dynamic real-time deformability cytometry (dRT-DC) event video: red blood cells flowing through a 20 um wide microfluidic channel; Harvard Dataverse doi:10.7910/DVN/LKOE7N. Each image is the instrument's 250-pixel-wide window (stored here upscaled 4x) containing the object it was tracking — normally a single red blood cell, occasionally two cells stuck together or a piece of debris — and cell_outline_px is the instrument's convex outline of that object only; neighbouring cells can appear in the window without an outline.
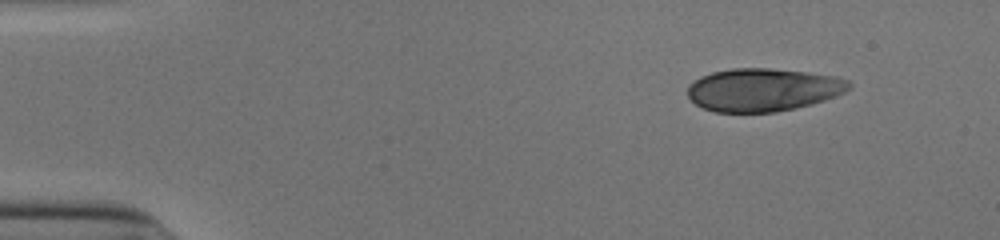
{"species": "human", "species_latin": "Homo sapiens", "temperature_condition": "cold", "stored_images_in_passage": 47, "camera_frame_rate_fps": 3000, "um_per_image_px": 0.085, "donor": {"sex": "male"}, "frame": {"image": 1, "passage_image": 1, "time_ms": 0.0, "image_size_px": [1000, 240], "cell_outline_px": [[852, 88], [836, 96], [812, 104], [796, 108], [776, 112], [716, 112], [704, 108], [696, 104], [688, 96], [688, 84], [700, 76], [712, 72], [732, 68], [768, 68], [808, 72], [836, 76], [848, 80], [852, 84]], "centroid_in_image_um": [64.88, 7.62], "position_along_channel_um": 20.1, "area_um2": 40.63}}
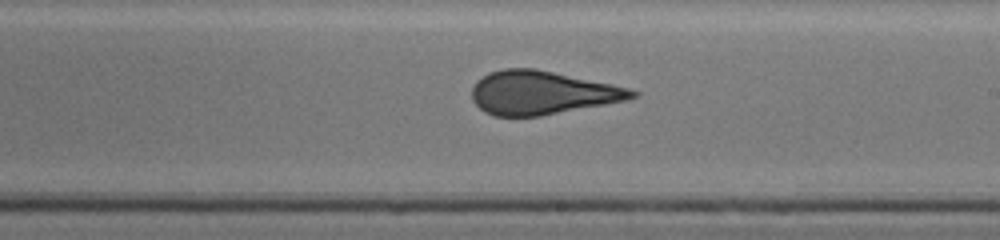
{"frame": {"image": 2, "passage_image": 26, "time_ms": 8.333, "image_size_px": [1000, 240], "cell_outline_px": [[640, 96], [624, 100], [604, 104], [540, 116], [496, 116], [484, 112], [472, 100], [472, 88], [476, 80], [488, 72], [504, 68], [536, 68], [612, 84], [628, 88], [640, 92]], "centroid_in_image_um": [46.04, 7.87], "position_along_channel_um": 243.0, "area_um2": 40.58}}
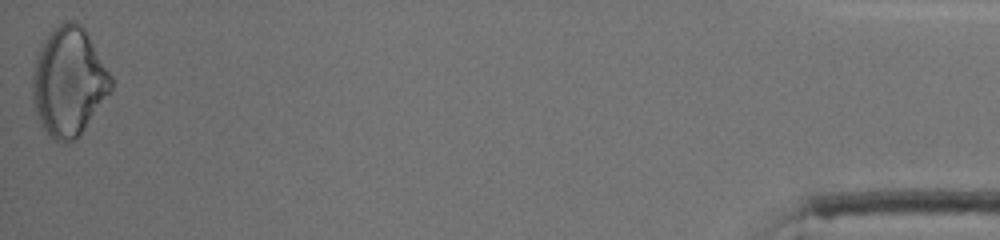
{"frame": {"image": 3, "passage_image": 47, "time_ms": 15.333, "image_size_px": [1000, 240], "cell_outline_px": [[112, 92], [80, 136], [76, 140], [64, 144], [48, 136], [40, 124], [32, 100], [32, 72], [36, 56], [40, 44], [48, 32], [52, 28], [64, 20], [76, 20], [88, 32], [112, 76]], "centroid_in_image_um": [5.85, 6.94], "position_along_channel_um": 429.4, "area_um2": 51.04}, "authors_computed_cell_mechanics": {"area_um2": 41.3848, "velocity_mm_per_s": 3.9251, "shape_relaxation_time_tau1_ms": null, "shape_relaxation_time_tau2_ms": 0.8381, "deformation_change_tau1": null, "deformation_change_tau2": 0.0386}}